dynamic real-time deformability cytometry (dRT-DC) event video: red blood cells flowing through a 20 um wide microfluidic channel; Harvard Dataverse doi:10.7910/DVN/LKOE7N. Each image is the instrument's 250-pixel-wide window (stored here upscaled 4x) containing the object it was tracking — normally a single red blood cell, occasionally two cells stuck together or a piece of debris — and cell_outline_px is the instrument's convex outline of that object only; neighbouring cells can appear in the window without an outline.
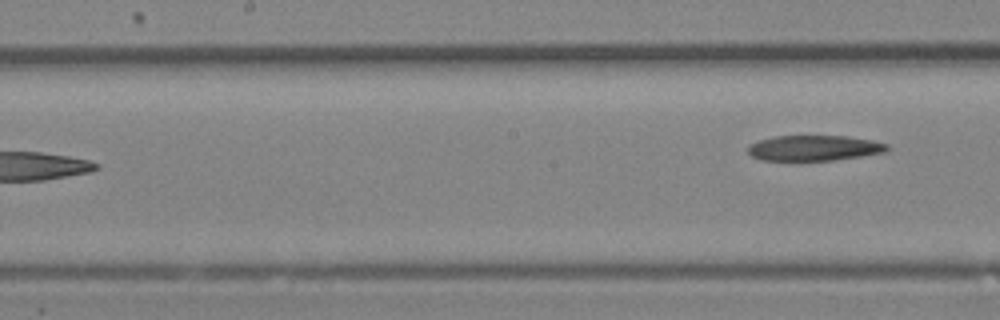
{"species": "Egyptian fruit bat (a non-hibernating species)", "species_latin": "Rousettus aegyptiacus", "temperature_condition": "room temperature", "stored_images_in_passage": 9, "segment_of_instrument_passage": [2, 2], "camera_frame_rate_fps": 3000, "um_per_image_px": 0.085, "animal": {"sex": "female"}, "frame": {"image": 1, "passage_image": 9, "time_ms": 2.667, "image_size_px": [1000, 320], "cell_outline_px": [[888, 148], [884, 152], [836, 160], [796, 164], [760, 160], [752, 156], [748, 152], [748, 144], [756, 140], [776, 136], [848, 136], [872, 140], [888, 144]], "centroid_in_image_um": [69.09, 12.63], "position_along_channel_um": 179.1, "area_um2": 21.73}}